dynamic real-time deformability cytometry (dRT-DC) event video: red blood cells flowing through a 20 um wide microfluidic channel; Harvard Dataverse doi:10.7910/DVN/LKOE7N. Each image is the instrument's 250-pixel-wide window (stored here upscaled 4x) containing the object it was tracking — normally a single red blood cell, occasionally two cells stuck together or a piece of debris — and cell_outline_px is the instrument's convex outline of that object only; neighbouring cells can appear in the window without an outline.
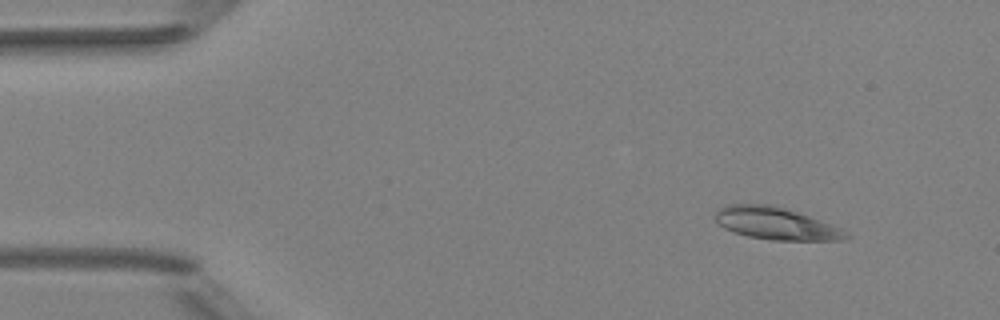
{"species": "Egyptian fruit bat (a non-hibernating species)", "species_latin": "Rousettus aegyptiacus", "temperature_condition": "room temperature", "stored_images_in_passage": 6, "camera_frame_rate_fps": 3000, "um_per_image_px": 0.085, "animal": {"sex": "female"}, "frame": {"image": 1, "passage_image": 1, "time_ms": 0.0, "image_size_px": [1000, 320], "cell_outline_px": [[852, 236], [840, 240], [772, 240], [748, 236], [724, 228], [716, 224], [716, 208], [724, 204], [776, 204], [820, 220], [840, 228], [848, 232]], "centroid_in_image_um": [65.92, 18.97], "position_along_channel_um": 19.1, "area_um2": 24.74}}
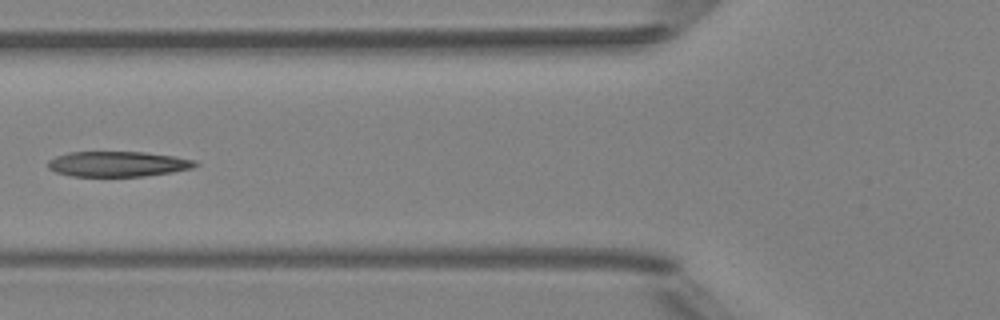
{"frame": {"image": 2, "passage_image": 5, "time_ms": 4.667, "image_size_px": [1000, 320], "cell_outline_px": [[200, 164], [192, 168], [172, 172], [144, 176], [72, 176], [56, 172], [48, 168], [48, 160], [56, 156], [68, 152], [144, 152], [176, 156], [196, 160]], "centroid_in_image_um": [10.04, 13.93], "position_along_channel_um": 115.8, "area_um2": 21.79}}
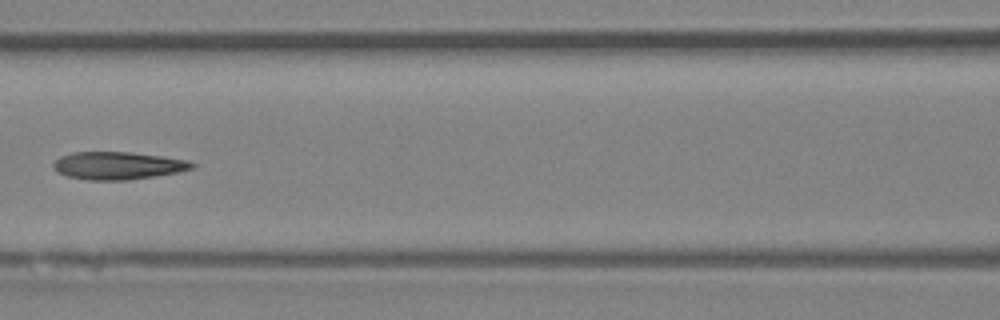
{"frame": {"image": 3, "passage_image": 6, "time_ms": 5.667, "image_size_px": [1000, 320], "cell_outline_px": [[196, 164], [192, 168], [180, 172], [128, 180], [88, 180], [68, 176], [60, 172], [52, 164], [60, 156], [72, 152], [132, 152], [188, 160]], "centroid_in_image_um": [10.05, 14.07], "position_along_channel_um": 156.6, "area_um2": 22.2}}